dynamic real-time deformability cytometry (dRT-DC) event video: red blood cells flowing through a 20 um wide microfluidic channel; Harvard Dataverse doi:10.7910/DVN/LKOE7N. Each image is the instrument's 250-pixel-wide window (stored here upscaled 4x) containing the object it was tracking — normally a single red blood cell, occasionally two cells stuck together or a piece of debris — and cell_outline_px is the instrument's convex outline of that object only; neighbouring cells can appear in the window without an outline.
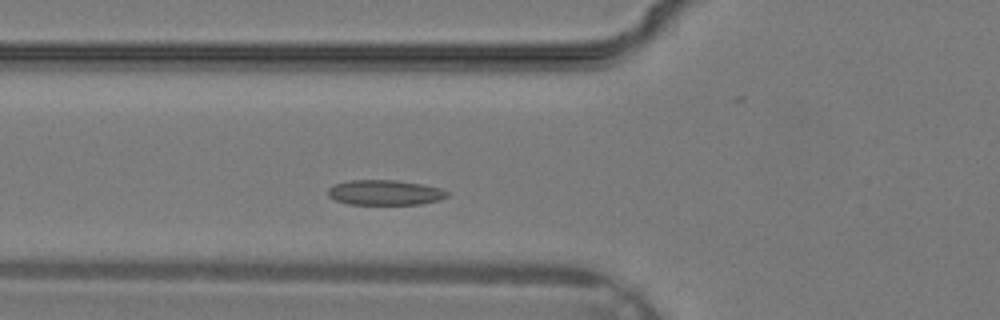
{"species": "common noctule bat (a hibernating species)", "species_latin": "Nyctalus noctula", "temperature_condition": "warm", "stored_images_in_passage": 24, "camera_frame_rate_fps": 3000, "um_per_image_px": 0.085, "animal": {"sex": "male", "body_mass_g": 19.2, "forearm_length_mm": 51.8}, "frame": {"image": 1, "passage_image": 2, "time_ms": 0.333, "image_size_px": [1000, 320], "cell_outline_px": [[448, 196], [440, 200], [420, 204], [348, 204], [336, 200], [328, 196], [328, 188], [336, 184], [348, 180], [396, 180], [424, 184], [440, 188], [448, 192]], "centroid_in_image_um": [32.73, 16.36], "position_along_channel_um": 93.1, "area_um2": 17.46}}
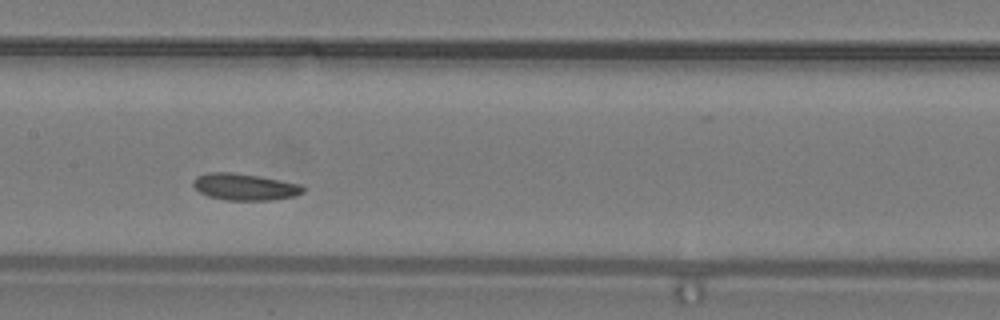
{"frame": {"image": 2, "passage_image": 7, "time_ms": 2.0, "image_size_px": [1000, 320], "cell_outline_px": [[304, 192], [296, 196], [272, 200], [224, 200], [208, 196], [200, 192], [192, 184], [192, 180], [196, 176], [208, 172], [232, 172], [260, 176], [304, 184]], "centroid_in_image_um": [20.83, 15.88], "position_along_channel_um": 186.6, "area_um2": 17.4}}
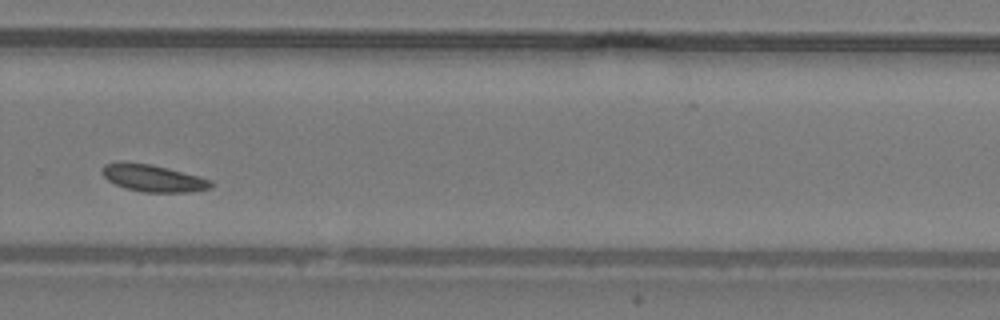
{"frame": {"image": 3, "passage_image": 14, "time_ms": 4.333, "image_size_px": [1000, 320], "cell_outline_px": [[216, 184], [212, 188], [192, 192], [144, 192], [124, 188], [108, 180], [104, 176], [104, 164], [120, 160], [124, 160], [152, 164], [168, 168], [212, 180]], "centroid_in_image_um": [13.04, 15.13], "position_along_channel_um": 316.8, "area_um2": 17.4}}